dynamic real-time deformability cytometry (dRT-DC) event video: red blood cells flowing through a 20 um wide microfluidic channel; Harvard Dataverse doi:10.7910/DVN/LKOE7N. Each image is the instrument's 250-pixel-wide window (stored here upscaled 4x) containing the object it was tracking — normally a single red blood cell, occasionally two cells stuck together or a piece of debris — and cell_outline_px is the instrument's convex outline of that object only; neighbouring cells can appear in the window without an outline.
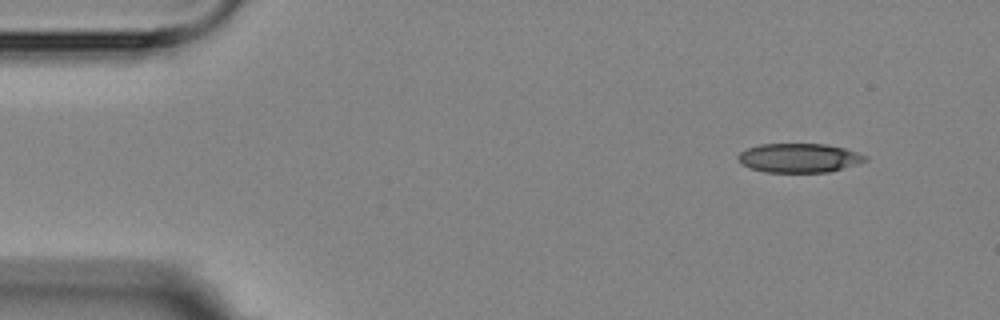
{"species": "Egyptian fruit bat (a non-hibernating species)", "species_latin": "Rousettus aegyptiacus", "temperature_condition": "room temperature", "stored_images_in_passage": 4, "camera_frame_rate_fps": 3000, "um_per_image_px": 0.085, "animal": {"sex": "female"}, "frame": {"image": 1, "passage_image": 1, "time_ms": 0.0, "image_size_px": [1000, 320], "cell_outline_px": [[868, 160], [856, 164], [828, 172], [764, 172], [748, 168], [740, 164], [736, 156], [740, 152], [748, 148], [760, 144], [824, 144], [844, 148], [868, 156]], "centroid_in_image_um": [67.87, 13.43], "position_along_channel_um": 17.1, "area_um2": 21.62}}